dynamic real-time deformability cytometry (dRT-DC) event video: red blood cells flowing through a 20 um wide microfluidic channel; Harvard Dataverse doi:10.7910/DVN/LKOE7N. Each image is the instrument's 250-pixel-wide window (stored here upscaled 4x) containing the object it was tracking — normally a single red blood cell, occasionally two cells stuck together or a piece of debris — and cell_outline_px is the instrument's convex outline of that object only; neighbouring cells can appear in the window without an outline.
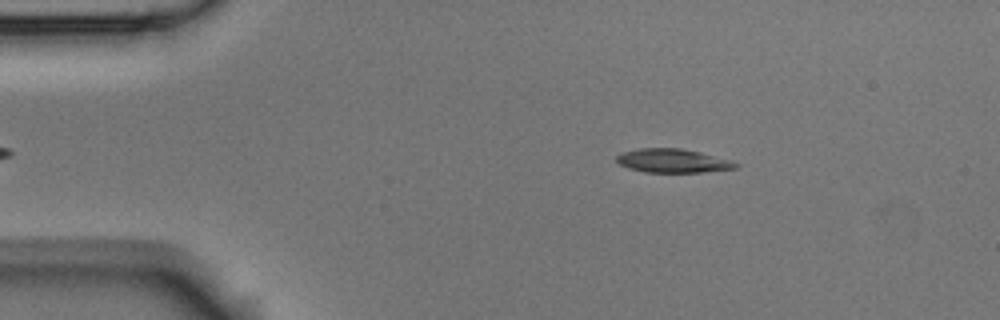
{"species": "Egyptian fruit bat (a non-hibernating species)", "species_latin": "Rousettus aegyptiacus", "temperature_condition": "room temperature", "stored_images_in_passage": 52, "camera_frame_rate_fps": 3000, "um_per_image_px": 0.085, "animal": {"sex": "male"}, "frame": {"image": 1, "passage_image": 5, "time_ms": 1.333, "image_size_px": [1000, 320], "cell_outline_px": [[740, 164], [736, 168], [704, 172], [644, 172], [628, 168], [620, 164], [616, 160], [616, 156], [620, 152], [636, 148], [680, 148], [700, 152], [728, 160]], "centroid_in_image_um": [57.12, 13.66], "position_along_channel_um": 27.9, "area_um2": 16.47}}
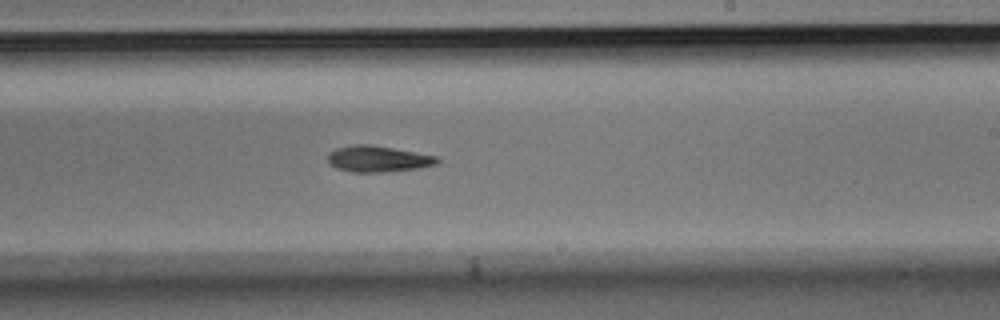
{"frame": {"image": 2, "passage_image": 29, "time_ms": 9.333, "image_size_px": [1000, 320], "cell_outline_px": [[440, 160], [436, 164], [416, 168], [384, 172], [352, 172], [336, 168], [328, 164], [328, 152], [336, 148], [352, 144], [372, 144], [440, 156]], "centroid_in_image_um": [32.11, 13.49], "position_along_channel_um": 256.9, "area_um2": 16.94}}
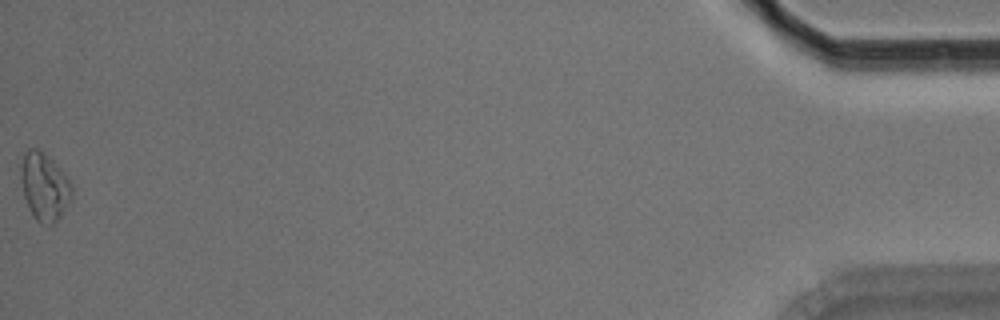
{"frame": {"image": 3, "passage_image": 52, "time_ms": 17.0, "image_size_px": [1000, 320], "cell_outline_px": [[72, 200], [56, 224], [48, 228], [40, 224], [36, 220], [28, 208], [24, 196], [20, 180], [20, 168], [24, 152], [28, 148], [36, 148], [48, 156], [60, 168], [72, 184]], "centroid_in_image_um": [3.78, 15.93], "position_along_channel_um": 431.4, "area_um2": 20.69}}